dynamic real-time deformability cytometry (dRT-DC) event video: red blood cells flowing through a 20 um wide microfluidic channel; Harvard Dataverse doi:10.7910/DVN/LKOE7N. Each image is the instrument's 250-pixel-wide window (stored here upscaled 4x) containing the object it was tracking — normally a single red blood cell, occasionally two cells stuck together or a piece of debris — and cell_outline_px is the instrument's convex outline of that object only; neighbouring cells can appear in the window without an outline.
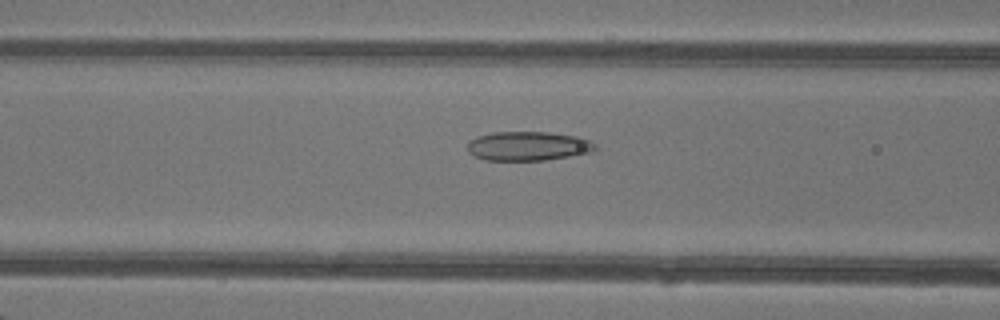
{"species": "common noctule bat (a hibernating species)", "species_latin": "Nyctalus noctula", "temperature_condition": "warm", "stored_images_in_passage": 42, "camera_frame_rate_fps": 3000, "um_per_image_px": 0.085, "animal": {"sex": "female"}, "frame": {"image": 1, "passage_image": 14, "time_ms": 4.333, "image_size_px": [1000, 320], "cell_outline_px": [[596, 148], [592, 152], [544, 160], [484, 160], [468, 152], [468, 140], [476, 136], [492, 132], [548, 132], [576, 136], [588, 140], [596, 144]], "centroid_in_image_um": [44.85, 12.41], "position_along_channel_um": 121.8, "area_um2": 21.68}}
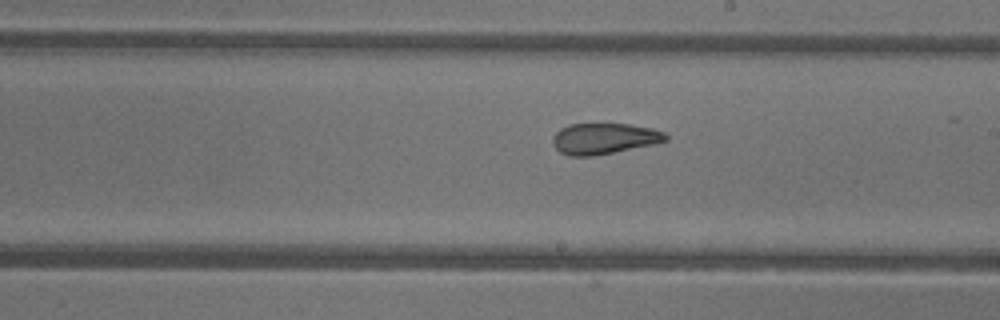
{"frame": {"image": 2, "passage_image": 22, "time_ms": 7.0, "image_size_px": [1000, 320], "cell_outline_px": [[668, 140], [652, 144], [592, 156], [568, 156], [560, 152], [552, 144], [552, 136], [560, 128], [568, 124], [632, 124], [652, 128], [664, 132], [668, 136]], "centroid_in_image_um": [51.31, 11.77], "position_along_channel_um": 237.7, "area_um2": 20.35}}
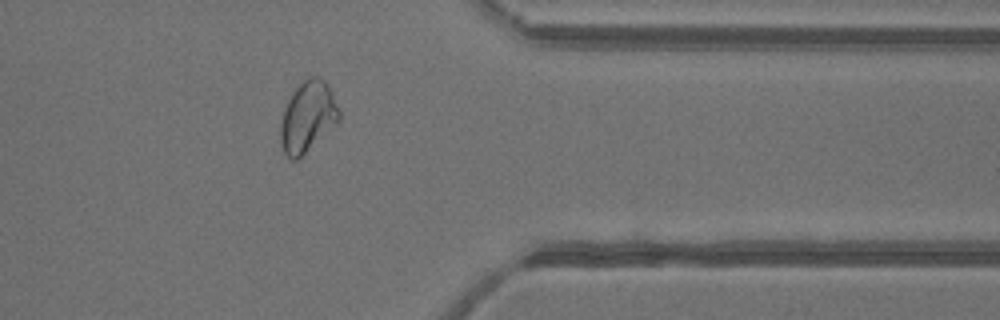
{"frame": {"image": 3, "passage_image": 33, "time_ms": 10.667, "image_size_px": [1000, 320], "cell_outline_px": [[340, 120], [336, 124], [296, 160], [292, 160], [284, 152], [280, 144], [280, 120], [284, 108], [292, 92], [304, 80], [312, 76], [316, 76], [324, 80], [328, 84], [332, 92], [340, 112]], "centroid_in_image_um": [26.14, 9.91], "position_along_channel_um": 385.3, "area_um2": 23.93}, "authors_computed_cell_mechanics": {"area_um2": 23.6402, "velocity_mm_per_s": 4.3413, "shape_relaxation_time_tau1_ms": 9.0828, "shape_relaxation_time_tau2_ms": 1.8356, "deformation_change_tau1": 0.2215, "deformation_change_tau2": 0.0683}}